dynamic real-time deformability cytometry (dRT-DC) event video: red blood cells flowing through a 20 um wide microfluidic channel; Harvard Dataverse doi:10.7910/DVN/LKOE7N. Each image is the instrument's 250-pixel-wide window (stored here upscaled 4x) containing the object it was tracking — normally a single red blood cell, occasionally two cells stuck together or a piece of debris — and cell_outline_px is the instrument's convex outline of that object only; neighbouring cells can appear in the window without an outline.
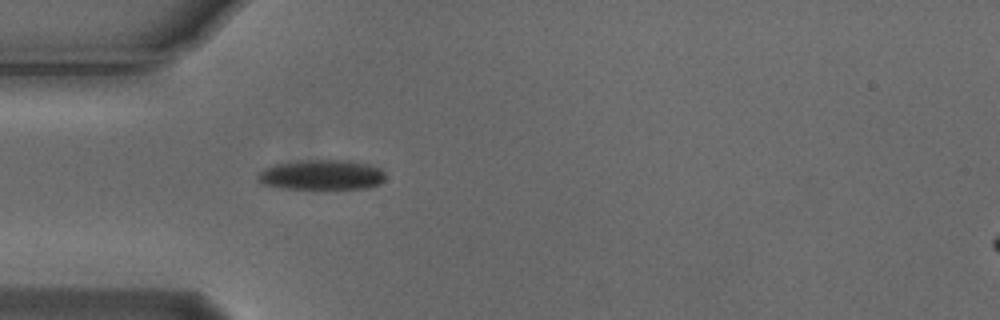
{"species": "Egyptian fruit bat (a non-hibernating species)", "species_latin": "Rousettus aegyptiacus", "temperature_condition": "cold", "stored_images_in_passage": 4, "camera_frame_rate_fps": 3000, "um_per_image_px": 0.085, "animal": {"sex": "male"}, "frame": {"image": 1, "passage_image": 4, "time_ms": 1.0, "image_size_px": [1000, 320], "cell_outline_px": [[384, 180], [380, 184], [368, 188], [280, 188], [260, 184], [256, 180], [256, 176], [264, 168], [276, 164], [300, 160], [348, 160], [368, 164], [380, 168], [384, 172]], "centroid_in_image_um": [27.31, 14.86], "position_along_channel_um": 57.7, "area_um2": 22.43}}